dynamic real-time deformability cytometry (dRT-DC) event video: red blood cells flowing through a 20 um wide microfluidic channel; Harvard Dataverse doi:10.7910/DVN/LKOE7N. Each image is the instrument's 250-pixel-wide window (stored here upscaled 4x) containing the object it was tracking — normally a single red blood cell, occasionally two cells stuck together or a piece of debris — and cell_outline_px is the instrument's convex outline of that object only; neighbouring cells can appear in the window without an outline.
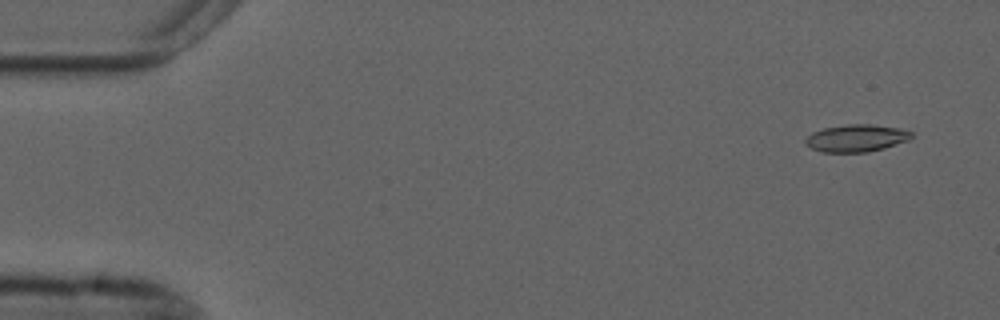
{"species": "common noctule bat (a hibernating species)", "species_latin": "Nyctalus noctula", "temperature_condition": "cold", "stored_images_in_passage": 56, "camera_frame_rate_fps": 3000, "um_per_image_px": 0.085, "animal": {"sex": "male", "forearm_length_mm": 52.5}, "frame": {"image": 1, "passage_image": 4, "time_ms": 1.0, "image_size_px": [1000, 320], "cell_outline_px": [[912, 136], [908, 140], [884, 148], [868, 152], [824, 152], [812, 148], [804, 140], [812, 132], [824, 128], [848, 124], [872, 124], [900, 128], [912, 132]], "centroid_in_image_um": [72.81, 11.73], "position_along_channel_um": 12.2, "area_um2": 16.7}}
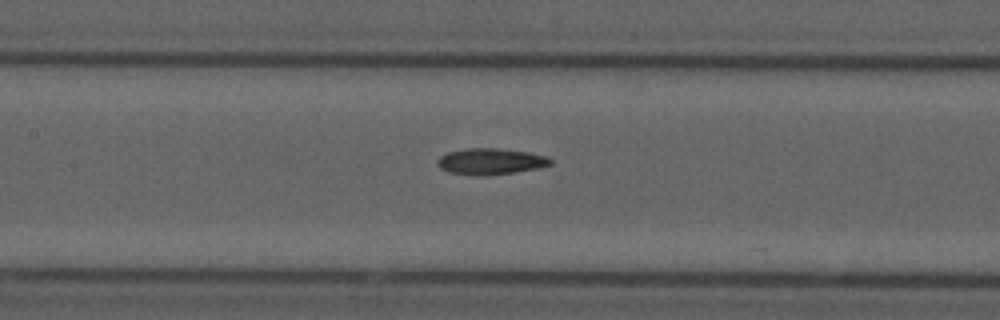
{"frame": {"image": 2, "passage_image": 26, "time_ms": 8.333, "image_size_px": [1000, 320], "cell_outline_px": [[552, 164], [540, 168], [512, 172], [448, 172], [440, 168], [436, 164], [436, 160], [440, 156], [448, 152], [468, 148], [496, 148], [528, 152], [544, 156], [552, 160]], "centroid_in_image_um": [41.71, 13.66], "position_along_channel_um": 165.7, "area_um2": 16.24}}
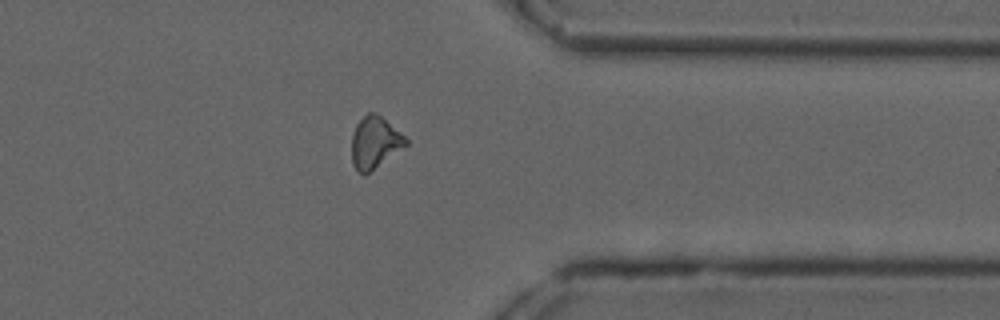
{"frame": {"image": 3, "passage_image": 44, "time_ms": 14.333, "image_size_px": [1000, 320], "cell_outline_px": [[408, 144], [364, 176], [352, 164], [352, 132], [356, 124], [368, 112], [376, 112], [400, 132], [408, 140]], "centroid_in_image_um": [31.84, 12.1], "position_along_channel_um": 379.6, "area_um2": 16.18}}